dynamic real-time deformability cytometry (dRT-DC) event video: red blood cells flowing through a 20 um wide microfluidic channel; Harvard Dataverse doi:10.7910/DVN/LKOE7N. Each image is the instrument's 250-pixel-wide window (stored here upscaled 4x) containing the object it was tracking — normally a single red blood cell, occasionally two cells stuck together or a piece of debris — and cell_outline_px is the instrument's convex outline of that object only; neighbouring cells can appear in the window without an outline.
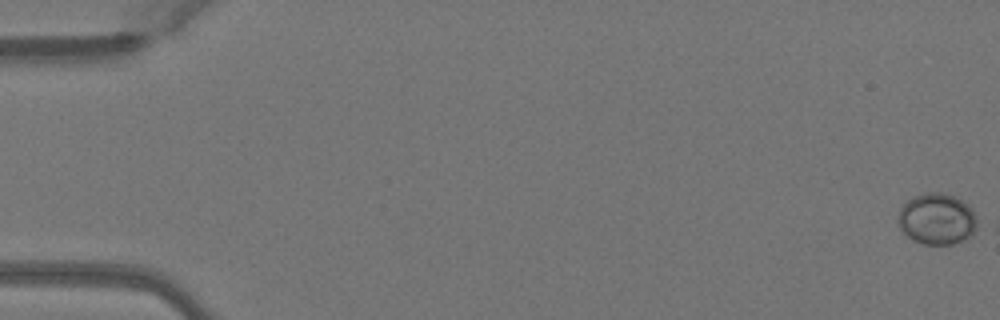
{"species": "Egyptian fruit bat (a non-hibernating species)", "species_latin": "Rousettus aegyptiacus", "temperature_condition": "warm", "stored_images_in_passage": 7, "camera_frame_rate_fps": 3000, "um_per_image_px": 0.085, "animal": {"sex": "female"}, "frame": {"image": 1, "passage_image": 1, "time_ms": 0.0, "image_size_px": [1000, 320], "cell_outline_px": [[984, 224], [972, 236], [952, 244], [924, 244], [912, 240], [900, 228], [896, 220], [900, 208], [912, 196], [928, 192], [940, 192], [952, 196], [960, 200], [972, 208]], "centroid_in_image_um": [79.71, 18.62], "position_along_channel_um": 5.3, "area_um2": 24.28}}